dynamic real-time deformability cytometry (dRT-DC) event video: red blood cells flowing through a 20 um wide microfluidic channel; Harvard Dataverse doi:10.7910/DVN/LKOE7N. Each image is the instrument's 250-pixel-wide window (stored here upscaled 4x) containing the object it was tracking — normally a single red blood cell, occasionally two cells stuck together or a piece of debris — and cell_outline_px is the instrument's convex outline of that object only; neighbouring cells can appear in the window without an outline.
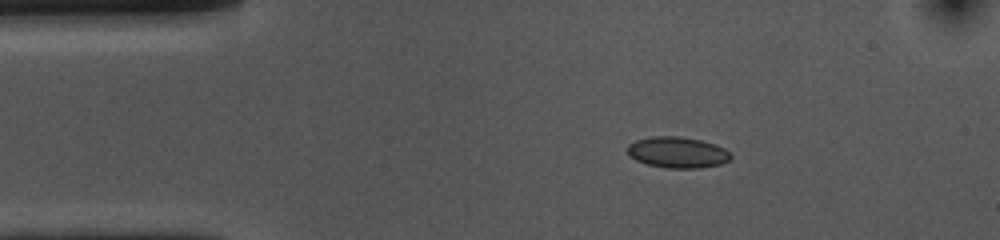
{"species": "common noctule bat (a hibernating species)", "species_latin": "Nyctalus noctula", "temperature_condition": "cold", "stored_images_in_passage": 46, "camera_frame_rate_fps": 3000, "um_per_image_px": 0.085, "animal": {"sex": "female", "body_mass_g": 10.0, "forearm_length_mm": 53.1}, "frame": {"image": 1, "passage_image": 1, "time_ms": 0.0, "image_size_px": [1000, 240], "cell_outline_px": [[732, 156], [728, 160], [720, 164], [700, 168], [668, 168], [648, 164], [636, 160], [624, 148], [628, 144], [636, 140], [652, 136], [680, 136], [700, 140], [716, 144], [724, 148]], "centroid_in_image_um": [57.57, 12.94], "position_along_channel_um": 27.4, "area_um2": 18.67}}
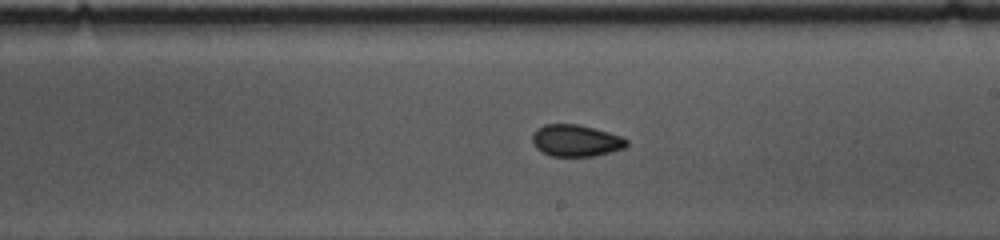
{"frame": {"image": 2, "passage_image": 22, "time_ms": 7.0, "image_size_px": [1000, 240], "cell_outline_px": [[628, 144], [624, 148], [612, 152], [596, 156], [552, 156], [536, 148], [532, 144], [532, 136], [536, 128], [544, 124], [576, 124], [608, 132], [620, 136], [628, 140]], "centroid_in_image_um": [48.94, 11.95], "position_along_channel_um": 240.1, "area_um2": 17.46}}
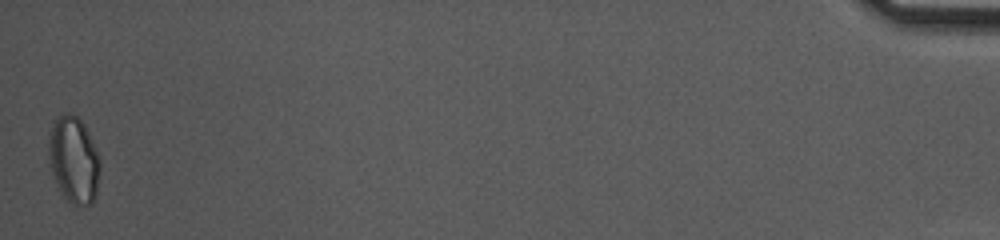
{"frame": {"image": 3, "passage_image": 46, "time_ms": 15.0, "image_size_px": [1000, 240], "cell_outline_px": [[100, 172], [96, 196], [92, 204], [72, 204], [64, 196], [52, 172], [48, 152], [48, 140], [52, 128], [56, 120], [64, 112], [72, 112], [84, 124], [100, 160]], "centroid_in_image_um": [6.29, 13.58], "position_along_channel_um": 428.9, "area_um2": 25.49}, "authors_computed_cell_mechanics": {"area_um2": 17.8024, "velocity_mm_per_s": 3.6285, "shape_relaxation_time_tau1_ms": 3.107, "shape_relaxation_time_tau2_ms": 3.2634, "deformation_change_tau1": 0.074, "deformation_change_tau2": 0.0567}}